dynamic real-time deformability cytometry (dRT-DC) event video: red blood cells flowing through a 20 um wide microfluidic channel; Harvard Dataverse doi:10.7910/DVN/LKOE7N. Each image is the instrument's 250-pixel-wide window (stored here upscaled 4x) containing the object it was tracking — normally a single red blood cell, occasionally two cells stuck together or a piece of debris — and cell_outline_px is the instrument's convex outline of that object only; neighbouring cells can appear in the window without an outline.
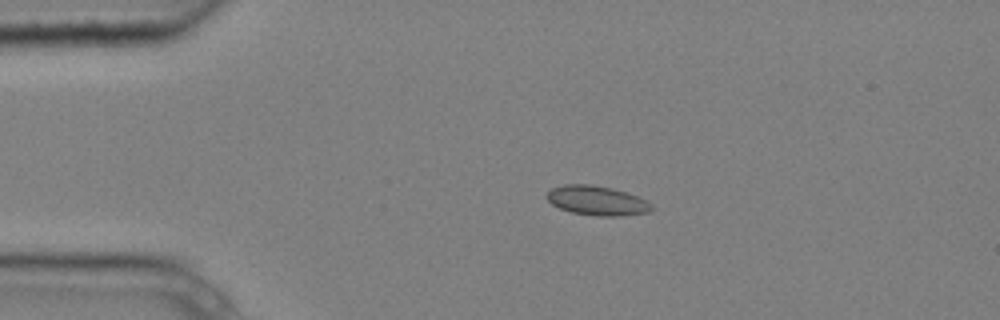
{"species": "common noctule bat (a hibernating species)", "species_latin": "Nyctalus noctula", "temperature_condition": "cold", "stored_images_in_passage": 4, "camera_frame_rate_fps": 3000, "um_per_image_px": 0.085, "animal": {"sex": "male", "body_mass_g": 20.4}, "frame": {"image": 1, "passage_image": 3, "time_ms": 0.667, "image_size_px": [1000, 320], "cell_outline_px": [[652, 208], [648, 212], [620, 216], [596, 216], [572, 212], [560, 208], [552, 204], [544, 196], [552, 188], [564, 184], [592, 184], [612, 188], [636, 196], [652, 204]], "centroid_in_image_um": [50.7, 17.04], "position_along_channel_um": 34.3, "area_um2": 17.86}}